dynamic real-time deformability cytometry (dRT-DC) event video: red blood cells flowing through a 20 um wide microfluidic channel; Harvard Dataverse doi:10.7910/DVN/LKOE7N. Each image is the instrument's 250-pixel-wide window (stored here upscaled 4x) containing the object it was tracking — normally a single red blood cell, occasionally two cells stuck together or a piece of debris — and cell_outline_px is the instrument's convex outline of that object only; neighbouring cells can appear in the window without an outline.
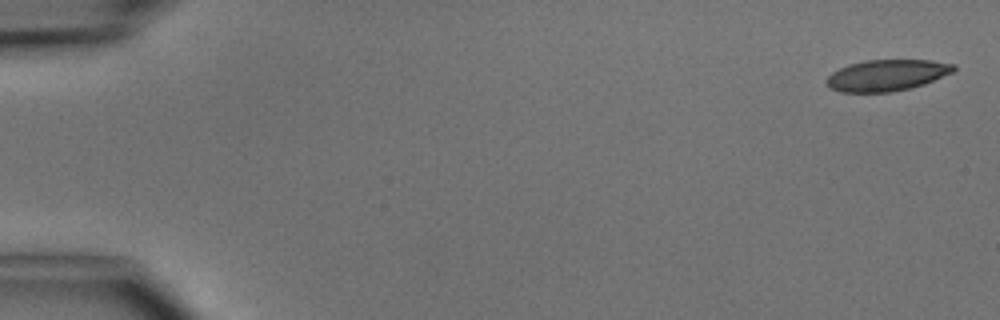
{"species": "common noctule bat (a hibernating species)", "species_latin": "Nyctalus noctula", "temperature_condition": "cold", "stored_images_in_passage": 5, "segment_of_instrument_passage": [1, 2], "camera_frame_rate_fps": 3000, "um_per_image_px": 0.085, "animal": {"sex": "male", "body_mass_g": 15.6}, "frame": {"image": 1, "passage_image": 1, "time_ms": 0.0, "image_size_px": [1000, 320], "cell_outline_px": [[956, 68], [952, 72], [924, 84], [912, 88], [892, 92], [840, 92], [832, 88], [824, 80], [832, 72], [848, 64], [864, 60], [932, 60], [956, 64]], "centroid_in_image_um": [75.38, 6.39], "position_along_channel_um": 9.6, "area_um2": 23.24}}